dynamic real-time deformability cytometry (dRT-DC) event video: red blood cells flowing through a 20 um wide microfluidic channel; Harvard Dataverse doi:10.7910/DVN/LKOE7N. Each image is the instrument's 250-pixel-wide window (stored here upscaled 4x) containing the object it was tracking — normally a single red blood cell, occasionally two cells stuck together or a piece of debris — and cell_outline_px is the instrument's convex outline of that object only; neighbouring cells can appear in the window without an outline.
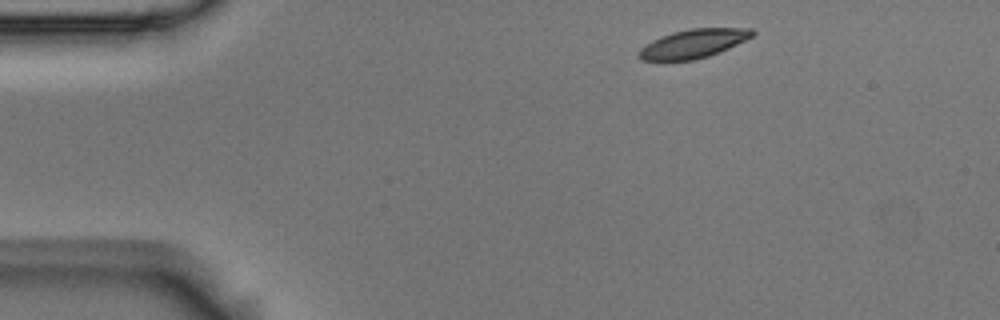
{"species": "Egyptian fruit bat (a non-hibernating species)", "species_latin": "Rousettus aegyptiacus", "temperature_condition": "room temperature", "stored_images_in_passage": 3, "camera_frame_rate_fps": 3000, "um_per_image_px": 0.085, "animal": {"sex": "male"}, "frame": {"image": 1, "passage_image": 1, "time_ms": 0.0, "image_size_px": [1000, 320], "cell_outline_px": [[756, 32], [752, 36], [728, 48], [708, 56], [692, 60], [640, 60], [636, 56], [640, 48], [652, 40], [660, 36], [672, 32], [692, 28], [752, 28]], "centroid_in_image_um": [58.89, 3.7], "position_along_channel_um": 26.1, "area_um2": 18.9}}